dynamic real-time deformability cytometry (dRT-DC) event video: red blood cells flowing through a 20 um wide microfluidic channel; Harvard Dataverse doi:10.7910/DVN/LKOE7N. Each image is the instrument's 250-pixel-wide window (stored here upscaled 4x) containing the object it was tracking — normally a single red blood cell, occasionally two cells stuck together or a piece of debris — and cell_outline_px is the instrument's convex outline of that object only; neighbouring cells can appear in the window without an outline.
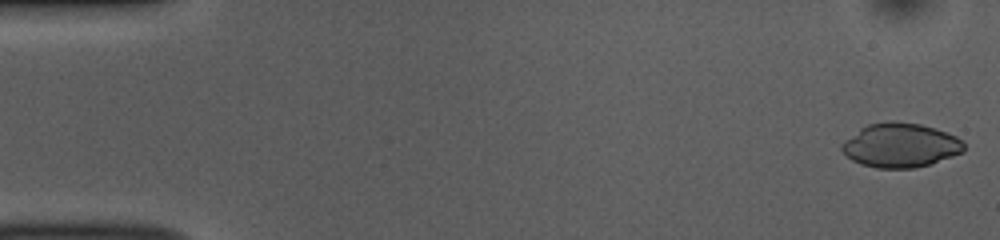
{"species": "common noctule bat (a hibernating species)", "species_latin": "Nyctalus noctula", "temperature_condition": "room temperature", "stored_images_in_passage": 51, "camera_frame_rate_fps": 3000, "um_per_image_px": 0.085, "animal": {"sex": "female", "body_mass_g": 10.0, "forearm_length_mm": 53.1}, "frame": {"image": 1, "passage_image": 1, "time_ms": 0.0, "image_size_px": [1000, 240], "cell_outline_px": [[964, 152], [932, 164], [912, 168], [876, 168], [860, 164], [852, 160], [840, 148], [840, 144], [844, 140], [860, 128], [868, 124], [888, 120], [892, 120], [920, 124], [956, 136], [964, 144]], "centroid_in_image_um": [76.51, 12.35], "position_along_channel_um": 8.5, "area_um2": 31.56}}
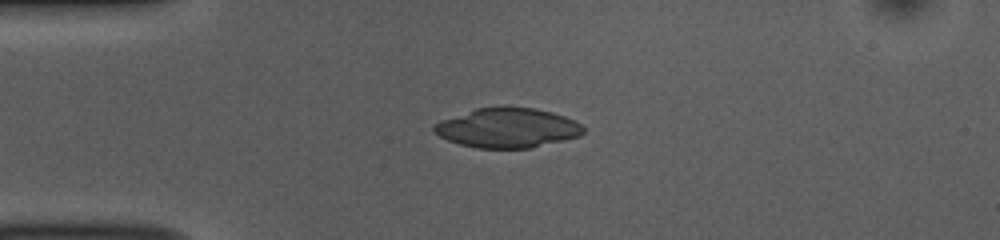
{"frame": {"image": 2, "passage_image": 12, "time_ms": 3.667, "image_size_px": [1000, 240], "cell_outline_px": [[584, 132], [580, 136], [532, 148], [476, 148], [460, 144], [448, 140], [432, 132], [432, 124], [440, 120], [476, 108], [536, 108], [552, 112], [564, 116], [580, 124], [584, 128]], "centroid_in_image_um": [43.1, 10.89], "position_along_channel_um": 41.9, "area_um2": 34.28}}